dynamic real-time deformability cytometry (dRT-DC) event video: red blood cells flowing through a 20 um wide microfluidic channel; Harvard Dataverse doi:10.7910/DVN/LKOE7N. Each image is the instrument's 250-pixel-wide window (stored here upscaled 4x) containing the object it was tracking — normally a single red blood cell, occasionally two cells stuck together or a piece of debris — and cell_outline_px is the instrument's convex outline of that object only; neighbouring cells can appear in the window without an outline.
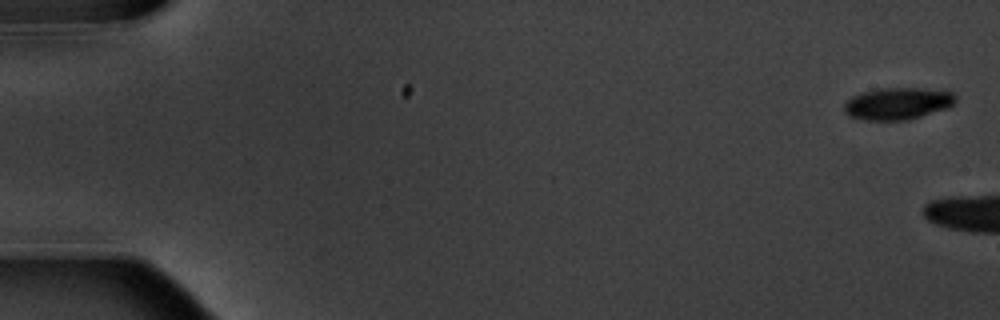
{"species": "common noctule bat (a hibernating species)", "species_latin": "Nyctalus noctula", "temperature_condition": "warm", "stored_images_in_passage": 12, "camera_frame_rate_fps": 3000, "um_per_image_px": 0.085, "animal": {"sex": "male", "body_mass_g": 20.1, "forearm_length_mm": 53.5}, "frame": {"image": 1, "passage_image": 1, "time_ms": 0.0, "image_size_px": [1000, 320], "cell_outline_px": [[956, 104], [948, 108], [908, 120], [864, 120], [848, 116], [844, 112], [844, 104], [852, 96], [876, 88], [924, 88], [952, 92], [956, 96]], "centroid_in_image_um": [76.32, 8.8], "position_along_channel_um": 8.7, "area_um2": 20.98}}
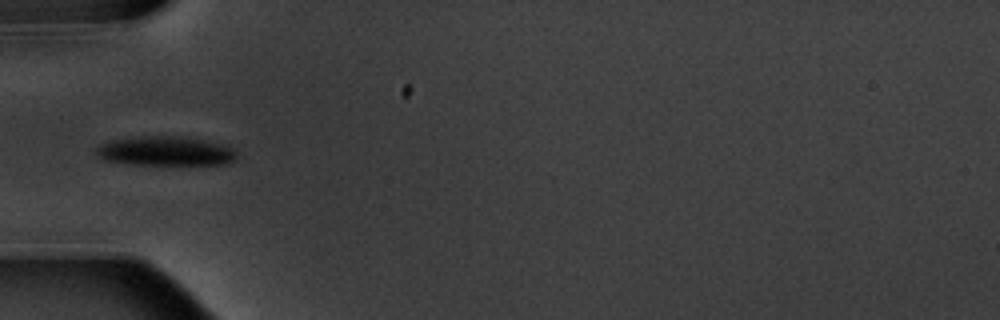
{"frame": {"image": 2, "passage_image": 7, "time_ms": 8.0, "image_size_px": [1000, 320], "cell_outline_px": [[236, 160], [232, 164], [132, 164], [104, 160], [92, 152], [100, 144], [112, 140], [144, 136], [180, 136], [228, 144], [236, 148]], "centroid_in_image_um": [14.13, 12.84], "position_along_channel_um": 70.9, "area_um2": 24.33}}
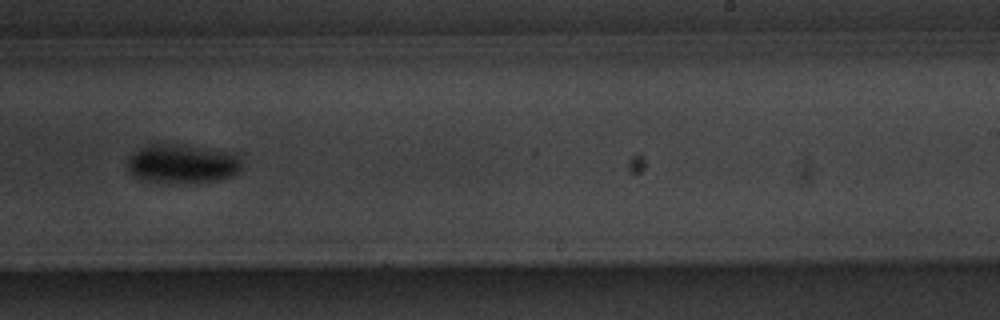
{"frame": {"image": 3, "passage_image": 12, "time_ms": 13.667, "image_size_px": [1000, 320], "cell_outline_px": [[240, 172], [232, 176], [220, 180], [184, 184], [168, 184], [144, 180], [132, 176], [128, 168], [128, 156], [140, 148], [148, 144], [180, 144], [228, 152], [236, 156], [240, 160]], "centroid_in_image_um": [15.45, 13.95], "position_along_channel_um": 273.6, "area_um2": 26.36}}